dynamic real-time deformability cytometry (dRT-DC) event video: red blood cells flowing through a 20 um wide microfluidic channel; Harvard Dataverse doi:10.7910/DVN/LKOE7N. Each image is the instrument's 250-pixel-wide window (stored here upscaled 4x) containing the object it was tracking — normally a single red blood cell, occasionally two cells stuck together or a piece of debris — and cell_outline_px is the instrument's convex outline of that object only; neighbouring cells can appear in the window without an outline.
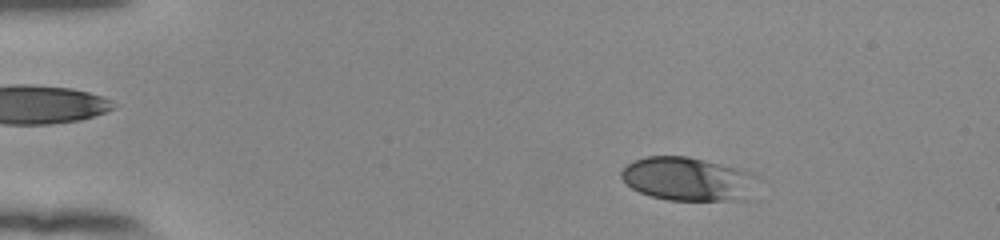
{"species": "human", "species_latin": "Homo sapiens", "temperature_condition": "room temperature", "stored_images_in_passage": 52, "camera_frame_rate_fps": 3000, "um_per_image_px": 0.085, "donor": {"sex": "female"}, "frame": {"image": 1, "passage_image": 7, "time_ms": 2.0, "image_size_px": [1000, 240], "cell_outline_px": [[756, 200], [668, 200], [652, 196], [640, 192], [632, 188], [620, 176], [620, 172], [632, 160], [648, 156], [688, 156], [736, 168], [748, 172], [756, 176]], "centroid_in_image_um": [58.54, 15.24], "position_along_channel_um": 26.5, "area_um2": 34.91}}
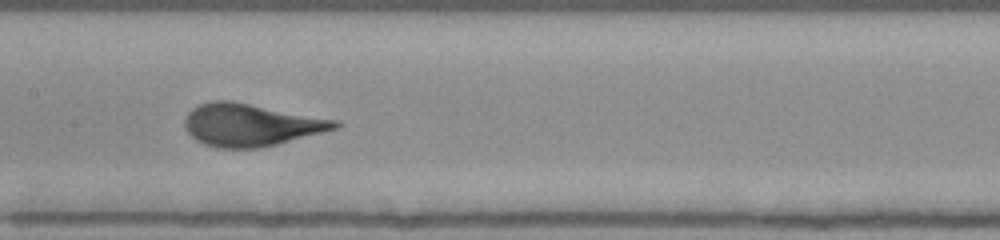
{"frame": {"image": 2, "passage_image": 26, "time_ms": 8.333, "image_size_px": [1000, 240], "cell_outline_px": [[344, 124], [340, 128], [260, 148], [216, 148], [204, 144], [196, 140], [188, 132], [184, 124], [184, 120], [188, 112], [192, 108], [200, 104], [212, 100], [232, 100], [340, 120]], "centroid_in_image_um": [21.36, 10.6], "position_along_channel_um": 186.0, "area_um2": 37.57}}
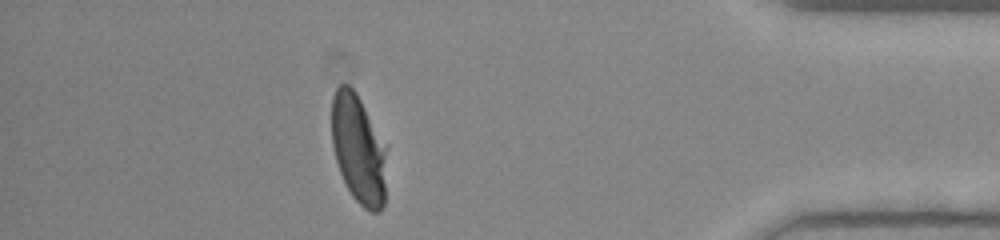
{"frame": {"image": 3, "passage_image": 46, "time_ms": 15.0, "image_size_px": [1000, 240], "cell_outline_px": [[388, 148], [384, 204], [380, 212], [372, 212], [364, 208], [352, 196], [340, 172], [336, 160], [332, 144], [332, 96], [336, 88], [340, 84], [348, 84], [356, 92], [388, 144]], "centroid_in_image_um": [30.52, 12.66], "position_along_channel_um": 404.7, "area_um2": 35.78}, "authors_computed_cell_mechanics": {"area_um2": 36.6163, "velocity_mm_per_s": 3.8496, "shape_relaxation_time_tau1_ms": 4.0774, "shape_relaxation_time_tau2_ms": null, "deformation_change_tau1": 0.2098, "deformation_change_tau2": null}}